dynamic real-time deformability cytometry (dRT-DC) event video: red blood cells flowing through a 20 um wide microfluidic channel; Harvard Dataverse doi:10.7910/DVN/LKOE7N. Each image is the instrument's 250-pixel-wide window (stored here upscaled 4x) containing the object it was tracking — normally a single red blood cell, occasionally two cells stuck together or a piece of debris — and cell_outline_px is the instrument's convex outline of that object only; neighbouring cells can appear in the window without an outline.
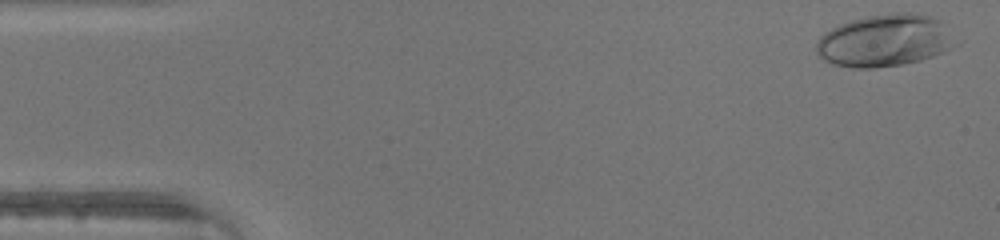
{"species": "human", "species_latin": "Homo sapiens", "temperature_condition": "warm", "stored_images_in_passage": 38, "camera_frame_rate_fps": 3000, "um_per_image_px": 0.085, "donor": {"sex": "male"}, "frame": {"image": 1, "passage_image": 2, "time_ms": 0.333, "image_size_px": [1000, 240], "cell_outline_px": [[948, 48], [932, 56], [920, 60], [904, 64], [872, 68], [852, 68], [832, 64], [824, 60], [816, 52], [816, 40], [824, 32], [840, 24], [852, 20], [868, 16], [896, 12], [912, 12], [932, 16], [940, 24], [948, 44]], "centroid_in_image_um": [75.0, 3.46], "position_along_channel_um": 10.0, "area_um2": 40.98}}
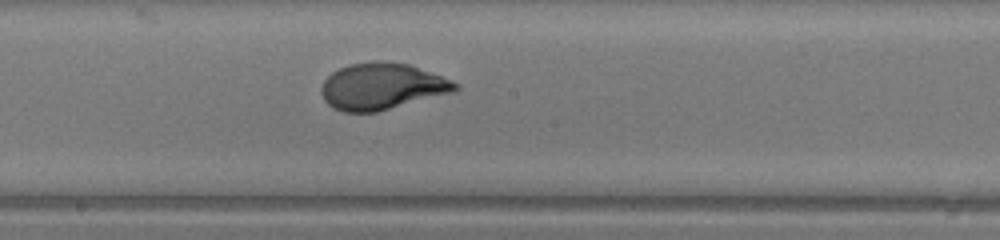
{"frame": {"image": 2, "passage_image": 25, "time_ms": 8.0, "image_size_px": [1000, 240], "cell_outline_px": [[460, 88], [456, 92], [376, 112], [344, 112], [332, 108], [324, 100], [320, 92], [320, 88], [324, 80], [332, 72], [348, 64], [408, 64], [452, 80], [460, 84]], "centroid_in_image_um": [32.48, 7.4], "position_along_channel_um": 215.7, "area_um2": 35.72}}
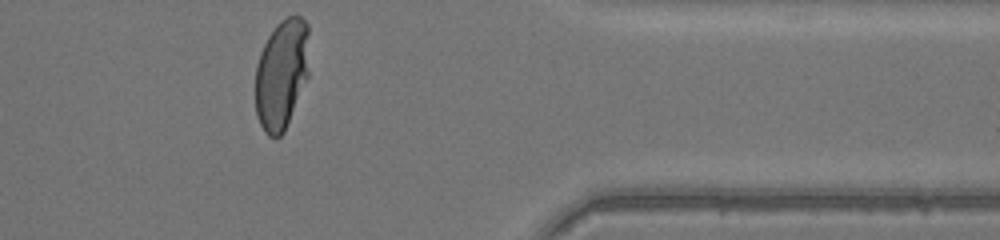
{"frame": {"image": 3, "passage_image": 38, "time_ms": 12.333, "image_size_px": [1000, 240], "cell_outline_px": [[308, 76], [284, 132], [280, 136], [268, 136], [264, 132], [256, 116], [256, 64], [260, 52], [268, 36], [276, 24], [280, 20], [288, 16], [300, 16], [308, 24]], "centroid_in_image_um": [23.93, 6.28], "position_along_channel_um": 387.5, "area_um2": 34.56}}